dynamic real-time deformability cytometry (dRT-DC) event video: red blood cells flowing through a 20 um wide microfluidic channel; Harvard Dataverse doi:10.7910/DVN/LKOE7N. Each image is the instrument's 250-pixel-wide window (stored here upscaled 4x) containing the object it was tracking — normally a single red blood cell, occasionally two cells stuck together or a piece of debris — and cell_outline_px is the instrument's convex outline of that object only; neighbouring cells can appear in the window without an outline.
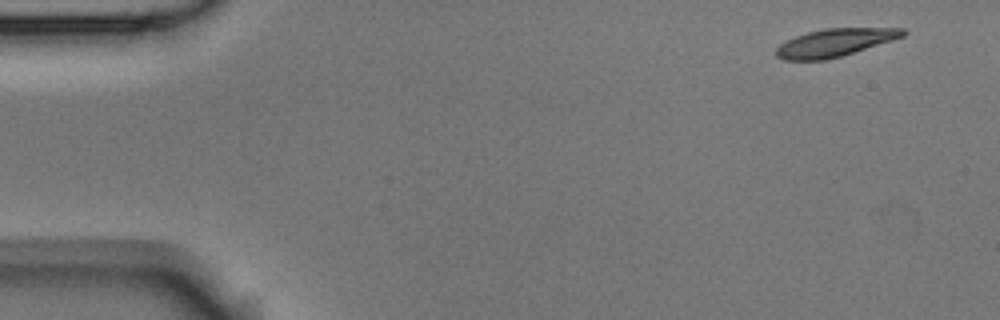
{"species": "Egyptian fruit bat (a non-hibernating species)", "species_latin": "Rousettus aegyptiacus", "temperature_condition": "room temperature", "stored_images_in_passage": 6, "camera_frame_rate_fps": 3000, "um_per_image_px": 0.085, "animal": {"sex": "male"}, "frame": {"image": 1, "passage_image": 1, "time_ms": 0.0, "image_size_px": [1000, 320], "cell_outline_px": [[908, 32], [904, 36], [892, 40], [840, 56], [824, 60], [784, 60], [776, 56], [776, 48], [780, 44], [796, 36], [808, 32], [824, 28], [904, 28]], "centroid_in_image_um": [70.95, 3.62], "position_along_channel_um": 14.0, "area_um2": 20.29}}
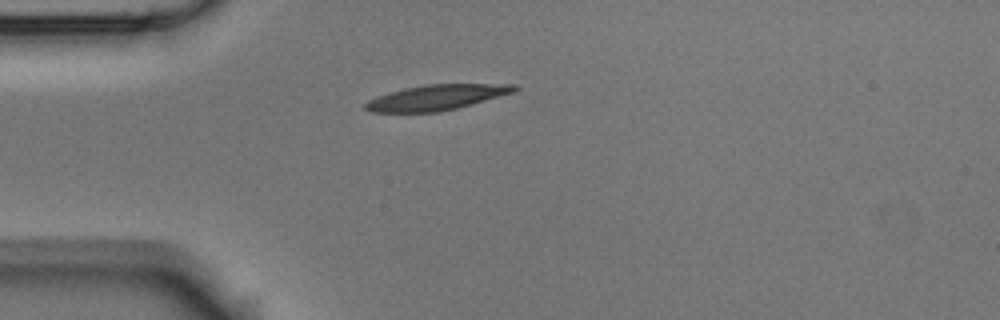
{"frame": {"image": 2, "passage_image": 4, "time_ms": 3.667, "image_size_px": [1000, 320], "cell_outline_px": [[520, 88], [516, 92], [456, 108], [440, 112], [372, 112], [364, 108], [364, 104], [368, 100], [376, 96], [388, 92], [404, 88], [428, 84], [516, 84]], "centroid_in_image_um": [37.12, 8.27], "position_along_channel_um": 47.9, "area_um2": 22.08}}
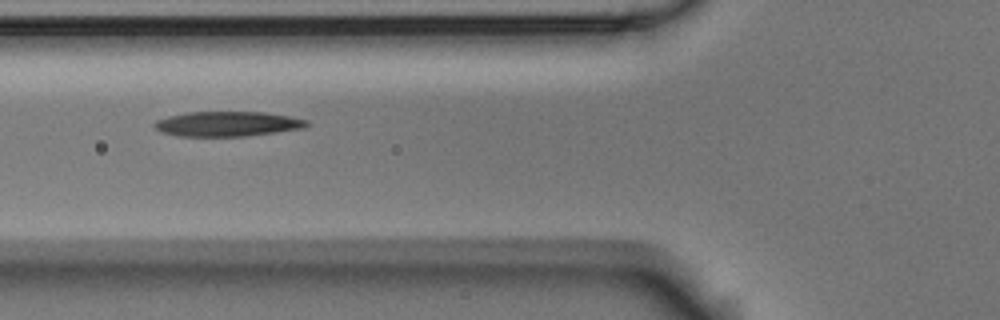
{"frame": {"image": 3, "passage_image": 6, "time_ms": 5.667, "image_size_px": [1000, 320], "cell_outline_px": [[312, 124], [300, 128], [276, 132], [244, 136], [176, 136], [160, 132], [152, 124], [156, 120], [168, 116], [188, 112], [264, 112], [288, 116], [308, 120]], "centroid_in_image_um": [19.3, 10.53], "position_along_channel_um": 106.5, "area_um2": 22.08}}